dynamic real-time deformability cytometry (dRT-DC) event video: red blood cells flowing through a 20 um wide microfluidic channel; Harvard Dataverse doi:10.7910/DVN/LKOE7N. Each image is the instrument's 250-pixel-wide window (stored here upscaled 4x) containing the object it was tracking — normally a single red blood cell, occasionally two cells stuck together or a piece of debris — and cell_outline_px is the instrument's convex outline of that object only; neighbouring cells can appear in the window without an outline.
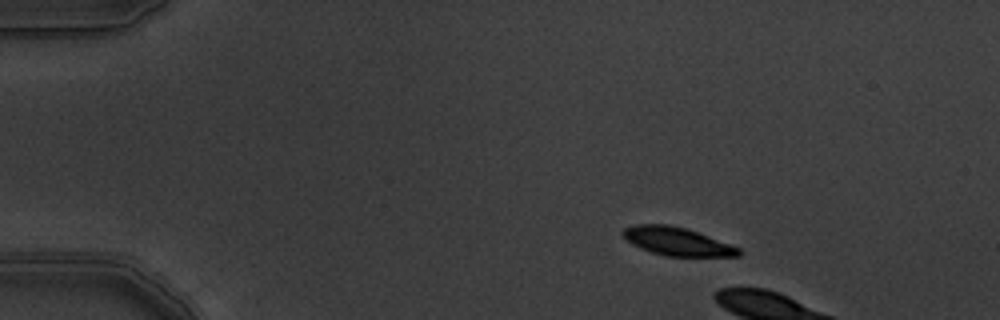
{"species": "common noctule bat (a hibernating species)", "species_latin": "Nyctalus noctula", "temperature_condition": "warm", "stored_images_in_passage": 7, "camera_frame_rate_fps": 3000, "um_per_image_px": 0.085, "animal": {"sex": "male", "body_mass_g": 19.5, "forearm_length_mm": 54.6}, "frame": {"image": 1, "passage_image": 2, "time_ms": 0.333, "image_size_px": [1000, 320], "cell_outline_px": [[740, 256], [664, 256], [640, 248], [632, 244], [620, 232], [624, 228], [636, 224], [668, 224], [688, 228], [740, 248]], "centroid_in_image_um": [57.53, 20.51], "position_along_channel_um": 27.5, "area_um2": 19.02}}
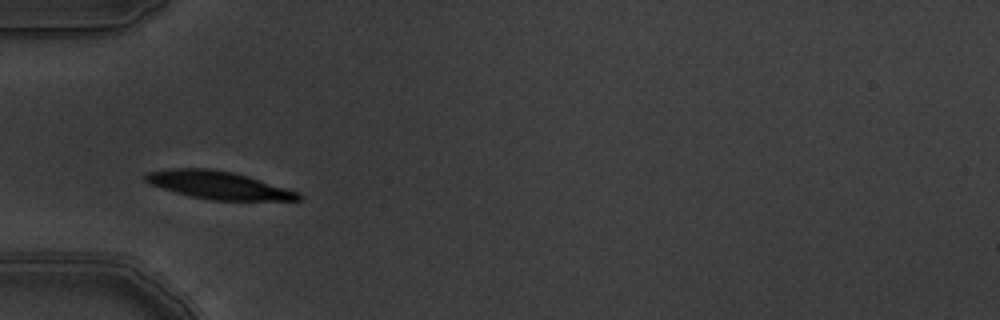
{"frame": {"image": 2, "passage_image": 6, "time_ms": 1.667, "image_size_px": [1000, 320], "cell_outline_px": [[304, 196], [300, 200], [212, 200], [192, 196], [176, 192], [148, 184], [144, 180], [144, 172], [168, 168], [208, 168], [232, 172], [248, 176], [300, 192]], "centroid_in_image_um": [18.54, 15.72], "position_along_channel_um": 66.5, "area_um2": 24.85}}